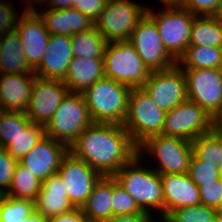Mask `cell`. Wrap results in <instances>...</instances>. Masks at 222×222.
<instances>
[{"instance_id": "6da1fadb", "label": "cell", "mask_w": 222, "mask_h": 222, "mask_svg": "<svg viewBox=\"0 0 222 222\" xmlns=\"http://www.w3.org/2000/svg\"><path fill=\"white\" fill-rule=\"evenodd\" d=\"M124 126L93 122L69 147V152L97 170L102 176H114L138 152Z\"/></svg>"}, {"instance_id": "7a4b0ae2", "label": "cell", "mask_w": 222, "mask_h": 222, "mask_svg": "<svg viewBox=\"0 0 222 222\" xmlns=\"http://www.w3.org/2000/svg\"><path fill=\"white\" fill-rule=\"evenodd\" d=\"M142 158L137 153L113 177L135 200L138 207L149 214L150 209L159 210L160 219H164V197L160 174L141 165Z\"/></svg>"}, {"instance_id": "3957f363", "label": "cell", "mask_w": 222, "mask_h": 222, "mask_svg": "<svg viewBox=\"0 0 222 222\" xmlns=\"http://www.w3.org/2000/svg\"><path fill=\"white\" fill-rule=\"evenodd\" d=\"M132 88L108 77L95 81L82 95L93 122L123 124Z\"/></svg>"}, {"instance_id": "277c9868", "label": "cell", "mask_w": 222, "mask_h": 222, "mask_svg": "<svg viewBox=\"0 0 222 222\" xmlns=\"http://www.w3.org/2000/svg\"><path fill=\"white\" fill-rule=\"evenodd\" d=\"M92 123L83 95L68 92L45 126V134L69 148Z\"/></svg>"}, {"instance_id": "5b68a950", "label": "cell", "mask_w": 222, "mask_h": 222, "mask_svg": "<svg viewBox=\"0 0 222 222\" xmlns=\"http://www.w3.org/2000/svg\"><path fill=\"white\" fill-rule=\"evenodd\" d=\"M165 115L166 112L142 88H132L127 115L122 125L138 147L151 136L163 135Z\"/></svg>"}, {"instance_id": "8992f818", "label": "cell", "mask_w": 222, "mask_h": 222, "mask_svg": "<svg viewBox=\"0 0 222 222\" xmlns=\"http://www.w3.org/2000/svg\"><path fill=\"white\" fill-rule=\"evenodd\" d=\"M103 63L105 77L131 88H141L150 74L149 69L129 41L107 43Z\"/></svg>"}, {"instance_id": "52a82bcc", "label": "cell", "mask_w": 222, "mask_h": 222, "mask_svg": "<svg viewBox=\"0 0 222 222\" xmlns=\"http://www.w3.org/2000/svg\"><path fill=\"white\" fill-rule=\"evenodd\" d=\"M145 150V151H144ZM138 154L148 153L158 160L156 170L162 174H187L193 154L192 142L180 137L154 135L138 146Z\"/></svg>"}, {"instance_id": "ba28073f", "label": "cell", "mask_w": 222, "mask_h": 222, "mask_svg": "<svg viewBox=\"0 0 222 222\" xmlns=\"http://www.w3.org/2000/svg\"><path fill=\"white\" fill-rule=\"evenodd\" d=\"M147 7L131 0H107L95 28L107 43L129 41L138 22L145 16Z\"/></svg>"}, {"instance_id": "9c48e42d", "label": "cell", "mask_w": 222, "mask_h": 222, "mask_svg": "<svg viewBox=\"0 0 222 222\" xmlns=\"http://www.w3.org/2000/svg\"><path fill=\"white\" fill-rule=\"evenodd\" d=\"M155 13L149 7L146 14L155 22L163 45L178 61L189 46L192 22L196 15L181 6H166Z\"/></svg>"}, {"instance_id": "30bf717a", "label": "cell", "mask_w": 222, "mask_h": 222, "mask_svg": "<svg viewBox=\"0 0 222 222\" xmlns=\"http://www.w3.org/2000/svg\"><path fill=\"white\" fill-rule=\"evenodd\" d=\"M213 117L197 103L187 99L166 112L163 135L193 141L212 131Z\"/></svg>"}, {"instance_id": "8fae6325", "label": "cell", "mask_w": 222, "mask_h": 222, "mask_svg": "<svg viewBox=\"0 0 222 222\" xmlns=\"http://www.w3.org/2000/svg\"><path fill=\"white\" fill-rule=\"evenodd\" d=\"M141 88L165 112L188 99L186 78L177 64L165 70L150 72Z\"/></svg>"}, {"instance_id": "7c38bea8", "label": "cell", "mask_w": 222, "mask_h": 222, "mask_svg": "<svg viewBox=\"0 0 222 222\" xmlns=\"http://www.w3.org/2000/svg\"><path fill=\"white\" fill-rule=\"evenodd\" d=\"M129 42L150 72L165 70L177 64L165 49L155 22L147 14L138 22Z\"/></svg>"}, {"instance_id": "4fadbf2b", "label": "cell", "mask_w": 222, "mask_h": 222, "mask_svg": "<svg viewBox=\"0 0 222 222\" xmlns=\"http://www.w3.org/2000/svg\"><path fill=\"white\" fill-rule=\"evenodd\" d=\"M57 174L66 187L68 199L75 208H81L86 203L95 184L102 177L97 170L70 152L61 161Z\"/></svg>"}, {"instance_id": "5bb4252c", "label": "cell", "mask_w": 222, "mask_h": 222, "mask_svg": "<svg viewBox=\"0 0 222 222\" xmlns=\"http://www.w3.org/2000/svg\"><path fill=\"white\" fill-rule=\"evenodd\" d=\"M186 78L187 97L212 117L221 107L222 74L217 68L182 69Z\"/></svg>"}, {"instance_id": "9a60e30c", "label": "cell", "mask_w": 222, "mask_h": 222, "mask_svg": "<svg viewBox=\"0 0 222 222\" xmlns=\"http://www.w3.org/2000/svg\"><path fill=\"white\" fill-rule=\"evenodd\" d=\"M68 92L63 80L35 76L25 114L32 123L46 126Z\"/></svg>"}, {"instance_id": "2e32d148", "label": "cell", "mask_w": 222, "mask_h": 222, "mask_svg": "<svg viewBox=\"0 0 222 222\" xmlns=\"http://www.w3.org/2000/svg\"><path fill=\"white\" fill-rule=\"evenodd\" d=\"M19 16L15 31L18 33L28 64L35 69L47 51L50 33L40 16L28 7Z\"/></svg>"}, {"instance_id": "e0dca14e", "label": "cell", "mask_w": 222, "mask_h": 222, "mask_svg": "<svg viewBox=\"0 0 222 222\" xmlns=\"http://www.w3.org/2000/svg\"><path fill=\"white\" fill-rule=\"evenodd\" d=\"M68 152L69 148L65 144L45 135L19 163L43 182L49 176L57 174L61 161Z\"/></svg>"}, {"instance_id": "ac0fdd59", "label": "cell", "mask_w": 222, "mask_h": 222, "mask_svg": "<svg viewBox=\"0 0 222 222\" xmlns=\"http://www.w3.org/2000/svg\"><path fill=\"white\" fill-rule=\"evenodd\" d=\"M72 59L70 36L51 34L47 43V51L33 72L42 78L63 80Z\"/></svg>"}, {"instance_id": "d6986e66", "label": "cell", "mask_w": 222, "mask_h": 222, "mask_svg": "<svg viewBox=\"0 0 222 222\" xmlns=\"http://www.w3.org/2000/svg\"><path fill=\"white\" fill-rule=\"evenodd\" d=\"M164 218L173 210L201 204L199 189L189 174H162Z\"/></svg>"}, {"instance_id": "ffe728a7", "label": "cell", "mask_w": 222, "mask_h": 222, "mask_svg": "<svg viewBox=\"0 0 222 222\" xmlns=\"http://www.w3.org/2000/svg\"><path fill=\"white\" fill-rule=\"evenodd\" d=\"M34 72L0 74V104L2 111L25 113L32 93Z\"/></svg>"}, {"instance_id": "44dd1931", "label": "cell", "mask_w": 222, "mask_h": 222, "mask_svg": "<svg viewBox=\"0 0 222 222\" xmlns=\"http://www.w3.org/2000/svg\"><path fill=\"white\" fill-rule=\"evenodd\" d=\"M33 10L43 20L49 33L53 35L71 36L92 29L95 26V22L73 7L61 10H46L44 8L43 11L41 9L37 11L33 7Z\"/></svg>"}, {"instance_id": "7402d4cb", "label": "cell", "mask_w": 222, "mask_h": 222, "mask_svg": "<svg viewBox=\"0 0 222 222\" xmlns=\"http://www.w3.org/2000/svg\"><path fill=\"white\" fill-rule=\"evenodd\" d=\"M74 208L58 174L51 175L42 182L41 190L35 200L36 213L47 219L67 213Z\"/></svg>"}, {"instance_id": "603a6c76", "label": "cell", "mask_w": 222, "mask_h": 222, "mask_svg": "<svg viewBox=\"0 0 222 222\" xmlns=\"http://www.w3.org/2000/svg\"><path fill=\"white\" fill-rule=\"evenodd\" d=\"M105 77L103 58H73L63 82L70 93L82 94L95 81Z\"/></svg>"}, {"instance_id": "cb8c5ba5", "label": "cell", "mask_w": 222, "mask_h": 222, "mask_svg": "<svg viewBox=\"0 0 222 222\" xmlns=\"http://www.w3.org/2000/svg\"><path fill=\"white\" fill-rule=\"evenodd\" d=\"M0 74H29L33 68L28 64L20 37L16 31L0 37Z\"/></svg>"}, {"instance_id": "d4e9b609", "label": "cell", "mask_w": 222, "mask_h": 222, "mask_svg": "<svg viewBox=\"0 0 222 222\" xmlns=\"http://www.w3.org/2000/svg\"><path fill=\"white\" fill-rule=\"evenodd\" d=\"M112 176H102L81 210L87 219L105 221L112 216Z\"/></svg>"}, {"instance_id": "484cf974", "label": "cell", "mask_w": 222, "mask_h": 222, "mask_svg": "<svg viewBox=\"0 0 222 222\" xmlns=\"http://www.w3.org/2000/svg\"><path fill=\"white\" fill-rule=\"evenodd\" d=\"M189 46L222 47V18L219 15L195 16Z\"/></svg>"}, {"instance_id": "4316f807", "label": "cell", "mask_w": 222, "mask_h": 222, "mask_svg": "<svg viewBox=\"0 0 222 222\" xmlns=\"http://www.w3.org/2000/svg\"><path fill=\"white\" fill-rule=\"evenodd\" d=\"M221 60L222 47L188 46L177 65L181 69H219Z\"/></svg>"}, {"instance_id": "83f0119b", "label": "cell", "mask_w": 222, "mask_h": 222, "mask_svg": "<svg viewBox=\"0 0 222 222\" xmlns=\"http://www.w3.org/2000/svg\"><path fill=\"white\" fill-rule=\"evenodd\" d=\"M70 39L73 58H103L107 42L95 26L71 35Z\"/></svg>"}, {"instance_id": "f1b7e54d", "label": "cell", "mask_w": 222, "mask_h": 222, "mask_svg": "<svg viewBox=\"0 0 222 222\" xmlns=\"http://www.w3.org/2000/svg\"><path fill=\"white\" fill-rule=\"evenodd\" d=\"M41 187L42 181L18 162L12 176L10 187L5 195L35 202Z\"/></svg>"}, {"instance_id": "f546056e", "label": "cell", "mask_w": 222, "mask_h": 222, "mask_svg": "<svg viewBox=\"0 0 222 222\" xmlns=\"http://www.w3.org/2000/svg\"><path fill=\"white\" fill-rule=\"evenodd\" d=\"M192 148L193 154L199 160L222 172V142L213 131L194 139Z\"/></svg>"}, {"instance_id": "4dcf8cb0", "label": "cell", "mask_w": 222, "mask_h": 222, "mask_svg": "<svg viewBox=\"0 0 222 222\" xmlns=\"http://www.w3.org/2000/svg\"><path fill=\"white\" fill-rule=\"evenodd\" d=\"M45 126L30 123L5 149L16 160H21L45 136Z\"/></svg>"}, {"instance_id": "1f68e13d", "label": "cell", "mask_w": 222, "mask_h": 222, "mask_svg": "<svg viewBox=\"0 0 222 222\" xmlns=\"http://www.w3.org/2000/svg\"><path fill=\"white\" fill-rule=\"evenodd\" d=\"M34 212V201L0 195V222H23Z\"/></svg>"}, {"instance_id": "d6a6232c", "label": "cell", "mask_w": 222, "mask_h": 222, "mask_svg": "<svg viewBox=\"0 0 222 222\" xmlns=\"http://www.w3.org/2000/svg\"><path fill=\"white\" fill-rule=\"evenodd\" d=\"M31 123L23 112H0V147L6 148Z\"/></svg>"}, {"instance_id": "836d02e7", "label": "cell", "mask_w": 222, "mask_h": 222, "mask_svg": "<svg viewBox=\"0 0 222 222\" xmlns=\"http://www.w3.org/2000/svg\"><path fill=\"white\" fill-rule=\"evenodd\" d=\"M217 211L206 205H194L171 211L166 222H216Z\"/></svg>"}, {"instance_id": "e575fe53", "label": "cell", "mask_w": 222, "mask_h": 222, "mask_svg": "<svg viewBox=\"0 0 222 222\" xmlns=\"http://www.w3.org/2000/svg\"><path fill=\"white\" fill-rule=\"evenodd\" d=\"M112 216L121 214L147 213L142 211L135 200L112 176Z\"/></svg>"}, {"instance_id": "d590c367", "label": "cell", "mask_w": 222, "mask_h": 222, "mask_svg": "<svg viewBox=\"0 0 222 222\" xmlns=\"http://www.w3.org/2000/svg\"><path fill=\"white\" fill-rule=\"evenodd\" d=\"M188 174L197 187L203 183L216 182V179L222 178V172L216 170V167L206 165L192 154Z\"/></svg>"}, {"instance_id": "8d00e7d4", "label": "cell", "mask_w": 222, "mask_h": 222, "mask_svg": "<svg viewBox=\"0 0 222 222\" xmlns=\"http://www.w3.org/2000/svg\"><path fill=\"white\" fill-rule=\"evenodd\" d=\"M18 162L5 148L0 147V195L7 193Z\"/></svg>"}, {"instance_id": "74e56055", "label": "cell", "mask_w": 222, "mask_h": 222, "mask_svg": "<svg viewBox=\"0 0 222 222\" xmlns=\"http://www.w3.org/2000/svg\"><path fill=\"white\" fill-rule=\"evenodd\" d=\"M222 0H184L180 5L196 16L219 15Z\"/></svg>"}, {"instance_id": "f35d334b", "label": "cell", "mask_w": 222, "mask_h": 222, "mask_svg": "<svg viewBox=\"0 0 222 222\" xmlns=\"http://www.w3.org/2000/svg\"><path fill=\"white\" fill-rule=\"evenodd\" d=\"M198 189L201 204L216 209L222 195V178L216 179V182L203 183Z\"/></svg>"}, {"instance_id": "ab89813d", "label": "cell", "mask_w": 222, "mask_h": 222, "mask_svg": "<svg viewBox=\"0 0 222 222\" xmlns=\"http://www.w3.org/2000/svg\"><path fill=\"white\" fill-rule=\"evenodd\" d=\"M18 16H20V14L16 12L13 4L7 0L0 2V37L6 33L15 31L19 19Z\"/></svg>"}, {"instance_id": "60d3db41", "label": "cell", "mask_w": 222, "mask_h": 222, "mask_svg": "<svg viewBox=\"0 0 222 222\" xmlns=\"http://www.w3.org/2000/svg\"><path fill=\"white\" fill-rule=\"evenodd\" d=\"M107 0H79L78 5H73V8L89 17L95 22L103 11Z\"/></svg>"}, {"instance_id": "b9f144b4", "label": "cell", "mask_w": 222, "mask_h": 222, "mask_svg": "<svg viewBox=\"0 0 222 222\" xmlns=\"http://www.w3.org/2000/svg\"><path fill=\"white\" fill-rule=\"evenodd\" d=\"M154 217L149 213L113 215L104 222H153Z\"/></svg>"}, {"instance_id": "7bdbcfd3", "label": "cell", "mask_w": 222, "mask_h": 222, "mask_svg": "<svg viewBox=\"0 0 222 222\" xmlns=\"http://www.w3.org/2000/svg\"><path fill=\"white\" fill-rule=\"evenodd\" d=\"M85 219L81 208H74L67 213L47 218L46 222H84Z\"/></svg>"}, {"instance_id": "ee69618b", "label": "cell", "mask_w": 222, "mask_h": 222, "mask_svg": "<svg viewBox=\"0 0 222 222\" xmlns=\"http://www.w3.org/2000/svg\"><path fill=\"white\" fill-rule=\"evenodd\" d=\"M79 0H45L44 3H47L45 6L46 9L52 10H61L73 7V5H78ZM47 5L49 7H47Z\"/></svg>"}, {"instance_id": "f6af8a7d", "label": "cell", "mask_w": 222, "mask_h": 222, "mask_svg": "<svg viewBox=\"0 0 222 222\" xmlns=\"http://www.w3.org/2000/svg\"><path fill=\"white\" fill-rule=\"evenodd\" d=\"M23 222H46V219L36 212H34L30 217L26 218Z\"/></svg>"}, {"instance_id": "bcb514c9", "label": "cell", "mask_w": 222, "mask_h": 222, "mask_svg": "<svg viewBox=\"0 0 222 222\" xmlns=\"http://www.w3.org/2000/svg\"><path fill=\"white\" fill-rule=\"evenodd\" d=\"M213 125H222V102L220 109L213 116Z\"/></svg>"}, {"instance_id": "7dc6e473", "label": "cell", "mask_w": 222, "mask_h": 222, "mask_svg": "<svg viewBox=\"0 0 222 222\" xmlns=\"http://www.w3.org/2000/svg\"><path fill=\"white\" fill-rule=\"evenodd\" d=\"M164 6H180L184 0H160Z\"/></svg>"}, {"instance_id": "c3c4849f", "label": "cell", "mask_w": 222, "mask_h": 222, "mask_svg": "<svg viewBox=\"0 0 222 222\" xmlns=\"http://www.w3.org/2000/svg\"><path fill=\"white\" fill-rule=\"evenodd\" d=\"M212 131L219 137L222 142V125H213Z\"/></svg>"}, {"instance_id": "681fc988", "label": "cell", "mask_w": 222, "mask_h": 222, "mask_svg": "<svg viewBox=\"0 0 222 222\" xmlns=\"http://www.w3.org/2000/svg\"><path fill=\"white\" fill-rule=\"evenodd\" d=\"M26 1H28L27 2V7L30 8V9H33V6H36V5H34L32 3L39 4L40 5L39 7H41L45 0H26Z\"/></svg>"}, {"instance_id": "f907efd6", "label": "cell", "mask_w": 222, "mask_h": 222, "mask_svg": "<svg viewBox=\"0 0 222 222\" xmlns=\"http://www.w3.org/2000/svg\"><path fill=\"white\" fill-rule=\"evenodd\" d=\"M217 212L222 213V195H221V199L219 201L218 207L215 209Z\"/></svg>"}, {"instance_id": "816d5d0a", "label": "cell", "mask_w": 222, "mask_h": 222, "mask_svg": "<svg viewBox=\"0 0 222 222\" xmlns=\"http://www.w3.org/2000/svg\"><path fill=\"white\" fill-rule=\"evenodd\" d=\"M216 222H222V213L217 212Z\"/></svg>"}, {"instance_id": "f5cc1de1", "label": "cell", "mask_w": 222, "mask_h": 222, "mask_svg": "<svg viewBox=\"0 0 222 222\" xmlns=\"http://www.w3.org/2000/svg\"><path fill=\"white\" fill-rule=\"evenodd\" d=\"M84 222H104V221H101V220H91V219H85Z\"/></svg>"}, {"instance_id": "db71d44e", "label": "cell", "mask_w": 222, "mask_h": 222, "mask_svg": "<svg viewBox=\"0 0 222 222\" xmlns=\"http://www.w3.org/2000/svg\"><path fill=\"white\" fill-rule=\"evenodd\" d=\"M219 16L222 18V5H221V8H220Z\"/></svg>"}, {"instance_id": "11a10c76", "label": "cell", "mask_w": 222, "mask_h": 222, "mask_svg": "<svg viewBox=\"0 0 222 222\" xmlns=\"http://www.w3.org/2000/svg\"><path fill=\"white\" fill-rule=\"evenodd\" d=\"M219 70H220V72H221V74H222V60H221V63H220Z\"/></svg>"}, {"instance_id": "9f6ffc18", "label": "cell", "mask_w": 222, "mask_h": 222, "mask_svg": "<svg viewBox=\"0 0 222 222\" xmlns=\"http://www.w3.org/2000/svg\"><path fill=\"white\" fill-rule=\"evenodd\" d=\"M162 222H166L164 219H161ZM153 222H156L155 219L153 220ZM159 222V221H158Z\"/></svg>"}]
</instances>
